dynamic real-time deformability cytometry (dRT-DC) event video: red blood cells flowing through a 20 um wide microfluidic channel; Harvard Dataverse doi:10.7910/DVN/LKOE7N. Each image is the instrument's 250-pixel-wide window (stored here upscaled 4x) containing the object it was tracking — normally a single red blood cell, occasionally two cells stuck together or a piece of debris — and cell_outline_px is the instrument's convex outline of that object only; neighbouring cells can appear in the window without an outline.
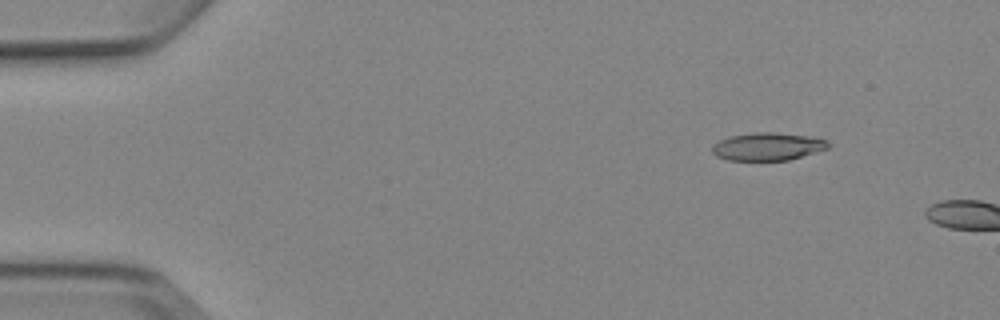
{"species": "Egyptian fruit bat (a non-hibernating species)", "species_latin": "Rousettus aegyptiacus", "temperature_condition": "cold", "stored_images_in_passage": 3, "camera_frame_rate_fps": 3000, "um_per_image_px": 0.085, "animal": {"sex": "female"}, "frame": {"image": 1, "passage_image": 2, "time_ms": 1.333, "image_size_px": [1000, 320], "cell_outline_px": [[828, 148], [788, 160], [728, 160], [716, 156], [712, 152], [712, 144], [728, 136], [756, 132], [776, 132], [812, 136], [824, 140], [828, 144]], "centroid_in_image_um": [65.2, 12.44], "position_along_channel_um": 19.8, "area_um2": 18.73}}